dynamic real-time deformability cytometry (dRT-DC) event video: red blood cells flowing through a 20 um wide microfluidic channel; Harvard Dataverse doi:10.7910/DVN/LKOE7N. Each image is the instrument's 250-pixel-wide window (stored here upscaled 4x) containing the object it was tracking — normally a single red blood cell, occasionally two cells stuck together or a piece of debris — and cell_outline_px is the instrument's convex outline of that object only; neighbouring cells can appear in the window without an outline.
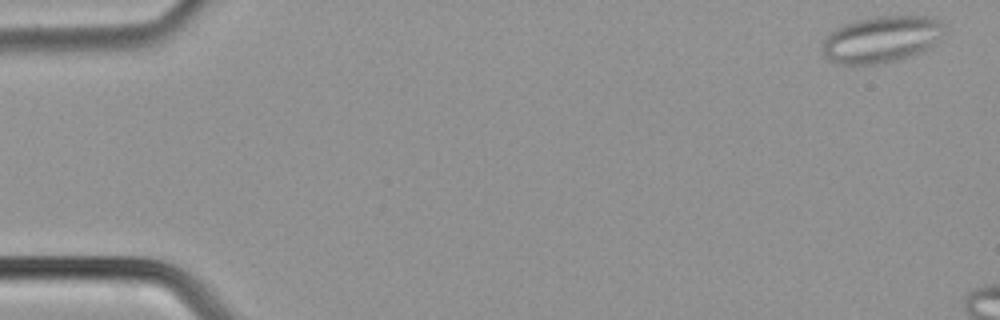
{"species": "common noctule bat (a hibernating species)", "species_latin": "Nyctalus noctula", "temperature_condition": "cold", "stored_images_in_passage": 11, "camera_frame_rate_fps": 3000, "um_per_image_px": 0.085, "animal": {"sex": "male", "body_mass_g": 21.5, "forearm_length_mm": 52.0}, "frame": {"image": 1, "passage_image": 2, "time_ms": 0.333, "image_size_px": [1000, 320], "cell_outline_px": [[948, 32], [924, 52], [896, 60], [876, 64], [836, 64], [828, 60], [820, 44], [824, 36], [828, 32], [844, 24], [856, 20], [876, 16], [928, 16], [940, 20], [944, 24]], "centroid_in_image_um": [74.94, 3.33], "position_along_channel_um": 10.1, "area_um2": 33.76}}